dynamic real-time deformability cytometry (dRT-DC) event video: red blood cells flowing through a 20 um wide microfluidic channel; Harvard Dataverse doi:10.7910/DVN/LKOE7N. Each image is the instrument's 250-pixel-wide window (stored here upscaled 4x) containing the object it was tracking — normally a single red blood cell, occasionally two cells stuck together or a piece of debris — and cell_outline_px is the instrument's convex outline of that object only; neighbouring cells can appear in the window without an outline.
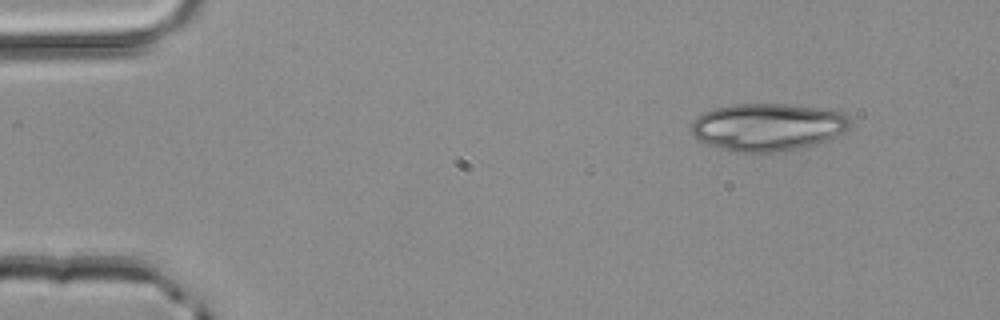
{"species": "common noctule bat (a hibernating species)", "species_latin": "Nyctalus noctula", "temperature_condition": "room temperature", "stored_images_in_passage": 3, "camera_frame_rate_fps": 3000, "um_per_image_px": 0.085, "animal": {"sex": "male", "body_mass_g": 20.4}, "frame": {"image": 1, "passage_image": 1, "time_ms": 0.0, "image_size_px": [1000, 320], "cell_outline_px": [[852, 120], [848, 128], [844, 132], [816, 144], [776, 152], [732, 152], [708, 144], [692, 136], [692, 120], [696, 116], [704, 112], [716, 108], [732, 104], [788, 104], [832, 108], [844, 112]], "centroid_in_image_um": [65.29, 10.77], "position_along_channel_um": 19.7, "area_um2": 44.39}}